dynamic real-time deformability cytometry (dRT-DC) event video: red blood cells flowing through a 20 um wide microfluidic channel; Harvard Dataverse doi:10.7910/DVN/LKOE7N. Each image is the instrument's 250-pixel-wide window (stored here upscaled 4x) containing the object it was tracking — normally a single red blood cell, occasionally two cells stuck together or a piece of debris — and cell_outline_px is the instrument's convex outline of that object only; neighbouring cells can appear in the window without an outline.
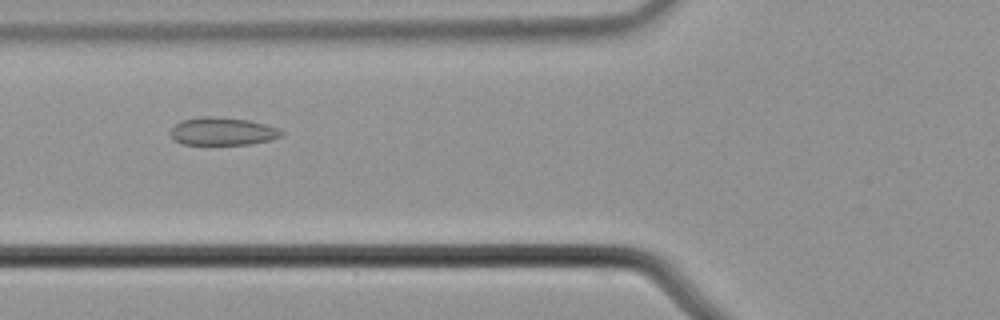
{"species": "common noctule bat (a hibernating species)", "species_latin": "Nyctalus noctula", "temperature_condition": "cold", "stored_images_in_passage": 55, "camera_frame_rate_fps": 3000, "um_per_image_px": 0.085, "animal": {"sex": "male", "body_mass_g": 21.5, "forearm_length_mm": 52.0}, "frame": {"image": 1, "passage_image": 21, "time_ms": 6.667, "image_size_px": [1000, 320], "cell_outline_px": [[284, 136], [252, 144], [184, 144], [172, 140], [168, 132], [180, 120], [200, 116], [212, 116], [248, 120], [264, 124], [276, 128], [284, 132]], "centroid_in_image_um": [18.86, 11.16], "position_along_channel_um": 106.9, "area_um2": 18.09}}
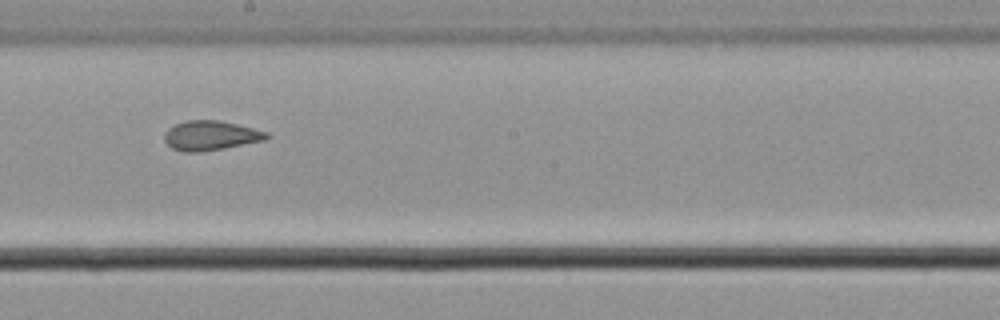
{"frame": {"image": 2, "passage_image": 31, "time_ms": 10.0, "image_size_px": [1000, 320], "cell_outline_px": [[272, 136], [264, 140], [224, 148], [200, 152], [184, 152], [172, 148], [164, 140], [164, 132], [168, 128], [176, 124], [188, 120], [216, 120], [236, 124], [268, 132]], "centroid_in_image_um": [17.89, 11.52], "position_along_channel_um": 230.3, "area_um2": 17.51}}
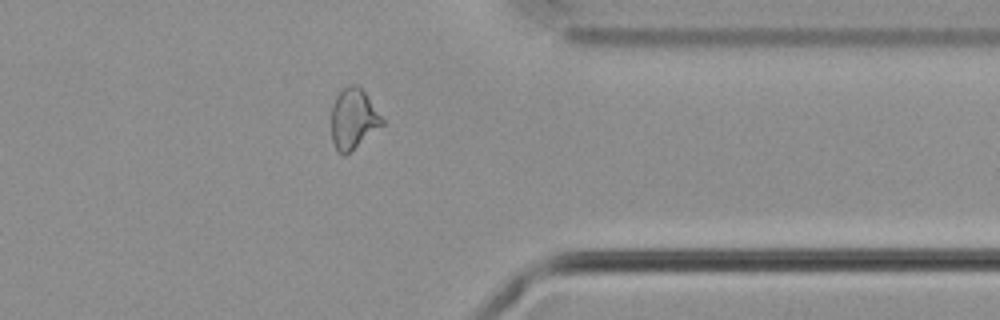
{"frame": {"image": 3, "passage_image": 44, "time_ms": 14.333, "image_size_px": [1000, 320], "cell_outline_px": [[384, 124], [344, 156], [336, 148], [332, 140], [332, 104], [336, 96], [348, 84], [360, 84], [384, 120]], "centroid_in_image_um": [30.04, 10.05], "position_along_channel_um": 381.4, "area_um2": 17.74}, "authors_computed_cell_mechanics": {"area_um2": 19.074, "velocity_mm_per_s": 3.7025, "shape_relaxation_time_tau1_ms": null, "shape_relaxation_time_tau2_ms": 2.3487, "deformation_change_tau1": null, "deformation_change_tau2": 0.0657}}